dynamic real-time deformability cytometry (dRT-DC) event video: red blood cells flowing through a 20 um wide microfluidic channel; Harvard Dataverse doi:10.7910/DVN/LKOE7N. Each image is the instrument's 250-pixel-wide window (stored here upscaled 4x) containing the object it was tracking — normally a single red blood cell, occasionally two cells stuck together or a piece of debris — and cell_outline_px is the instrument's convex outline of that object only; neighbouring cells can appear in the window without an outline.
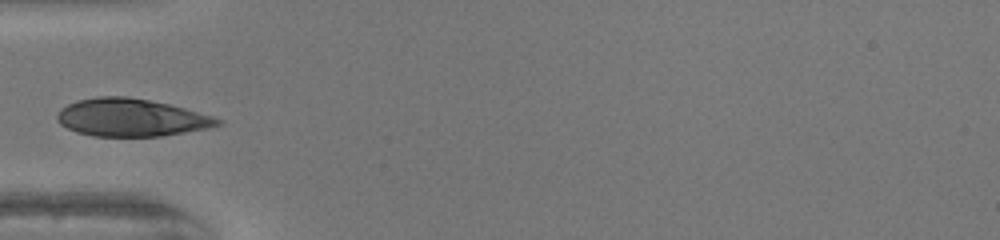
{"species": "human", "species_latin": "Homo sapiens", "temperature_condition": "warm", "stored_images_in_passage": 35, "camera_frame_rate_fps": 3000, "um_per_image_px": 0.085, "donor": {"sex": "female"}, "frame": {"image": 1, "passage_image": 1, "time_ms": 0.0, "image_size_px": [1000, 240], "cell_outline_px": [[224, 124], [208, 128], [160, 136], [92, 136], [76, 132], [60, 124], [56, 120], [56, 116], [60, 108], [76, 100], [100, 96], [128, 96], [168, 104], [184, 108], [212, 116], [224, 120]], "centroid_in_image_um": [11.13, 9.99], "position_along_channel_um": 73.9, "area_um2": 35.26}}
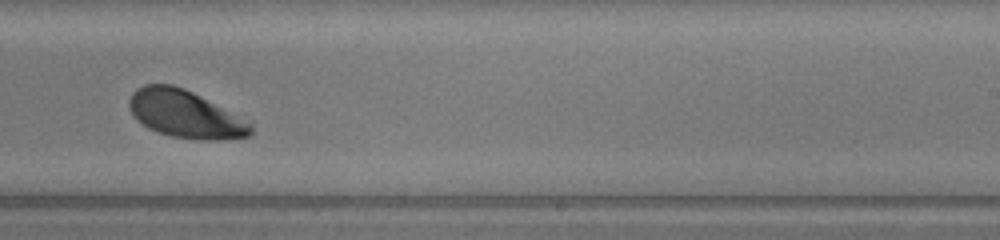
{"frame": {"image": 2, "passage_image": 16, "time_ms": 5.0, "image_size_px": [1000, 240], "cell_outline_px": [[252, 132], [248, 136], [220, 140], [200, 140], [172, 136], [148, 128], [132, 112], [128, 104], [128, 100], [132, 92], [136, 88], [144, 84], [172, 84], [184, 88], [252, 120]], "centroid_in_image_um": [15.81, 9.68], "position_along_channel_um": 273.2, "area_um2": 33.93}}
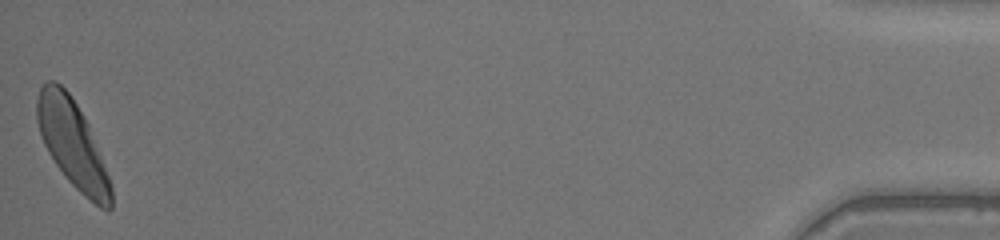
{"frame": {"image": 3, "passage_image": 35, "time_ms": 11.333, "image_size_px": [1000, 240], "cell_outline_px": [[112, 208], [108, 212], [100, 208], [84, 196], [68, 180], [56, 164], [48, 152], [44, 144], [36, 120], [36, 100], [40, 88], [48, 80], [56, 80], [68, 92], [76, 104], [88, 124], [112, 184]], "centroid_in_image_um": [6.16, 12.24], "position_along_channel_um": 429.0, "area_um2": 37.34}}